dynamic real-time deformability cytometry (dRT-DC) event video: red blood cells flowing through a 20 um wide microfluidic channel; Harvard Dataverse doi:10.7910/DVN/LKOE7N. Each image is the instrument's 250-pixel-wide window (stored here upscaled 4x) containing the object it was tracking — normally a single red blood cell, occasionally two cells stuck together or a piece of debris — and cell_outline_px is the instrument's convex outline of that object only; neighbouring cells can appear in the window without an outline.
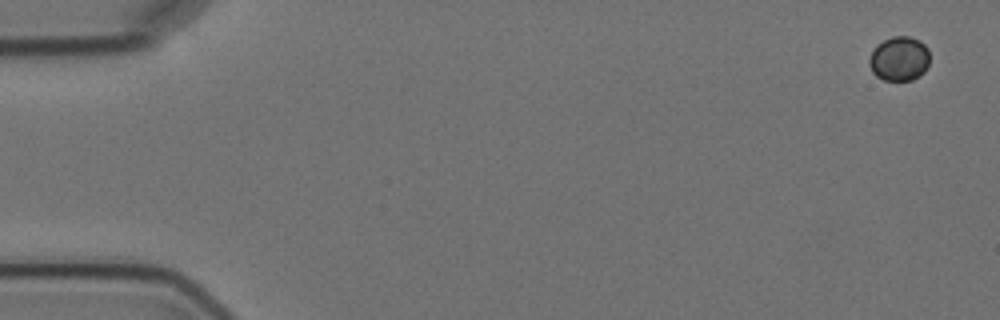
{"species": "Egyptian fruit bat (a non-hibernating species)", "species_latin": "Rousettus aegyptiacus", "temperature_condition": "cold", "stored_images_in_passage": 6, "camera_frame_rate_fps": 3000, "um_per_image_px": 0.085, "animal": {"sex": "female"}, "frame": {"image": 1, "passage_image": 1, "time_ms": 0.0, "image_size_px": [1000, 320], "cell_outline_px": [[928, 64], [924, 72], [912, 80], [884, 80], [876, 76], [872, 72], [868, 64], [868, 60], [876, 44], [892, 36], [908, 36], [920, 40], [928, 48]], "centroid_in_image_um": [76.42, 4.98], "position_along_channel_um": 8.6, "area_um2": 15.72}}
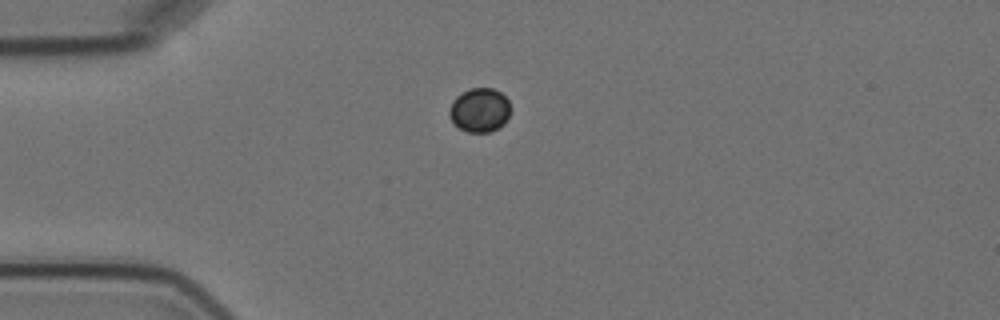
{"frame": {"image": 2, "passage_image": 4, "time_ms": 4.333, "image_size_px": [1000, 320], "cell_outline_px": [[512, 108], [504, 124], [488, 132], [468, 132], [460, 128], [452, 120], [448, 112], [452, 100], [456, 96], [468, 88], [492, 88], [500, 92], [508, 100]], "centroid_in_image_um": [40.77, 9.33], "position_along_channel_um": 44.2, "area_um2": 15.72}}
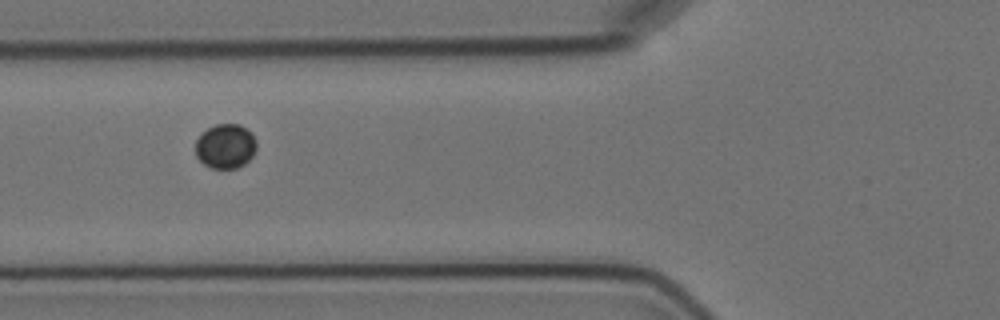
{"frame": {"image": 3, "passage_image": 6, "time_ms": 6.667, "image_size_px": [1000, 320], "cell_outline_px": [[256, 148], [252, 156], [244, 164], [236, 168], [212, 168], [204, 164], [196, 156], [196, 140], [200, 132], [216, 124], [240, 124], [252, 132], [256, 140]], "centroid_in_image_um": [19.16, 12.41], "position_along_channel_um": 106.6, "area_um2": 15.95}}